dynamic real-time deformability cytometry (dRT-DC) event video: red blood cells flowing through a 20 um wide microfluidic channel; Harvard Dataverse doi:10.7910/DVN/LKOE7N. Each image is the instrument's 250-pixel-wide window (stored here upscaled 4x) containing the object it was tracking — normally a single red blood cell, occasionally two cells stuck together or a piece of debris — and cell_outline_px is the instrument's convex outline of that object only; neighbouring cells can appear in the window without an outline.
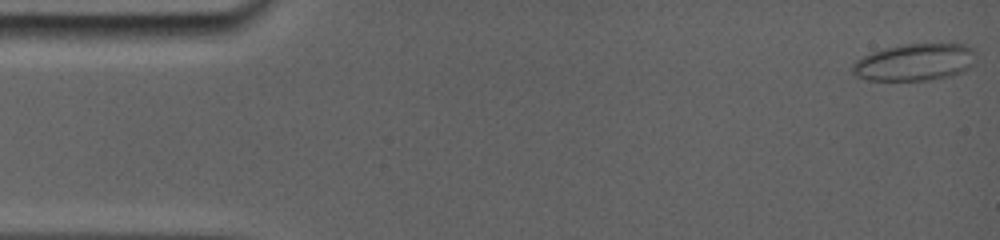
{"species": "common noctule bat (a hibernating species)", "species_latin": "Nyctalus noctula", "temperature_condition": "room temperature", "stored_images_in_passage": 42, "camera_frame_rate_fps": 5000, "um_per_image_px": 0.085, "animal": {"sex": "female", "body_mass_g": 19.0, "forearm_length_mm": 56.7}, "frame": {"image": 1, "passage_image": 1, "time_ms": 0.0, "image_size_px": [1000, 240], "cell_outline_px": [[976, 52], [968, 68], [964, 72], [948, 76], [928, 80], [868, 80], [856, 76], [852, 72], [852, 64], [856, 60], [872, 52], [884, 48], [904, 44], [964, 44], [972, 48]], "centroid_in_image_um": [77.72, 5.29], "position_along_channel_um": 7.3, "area_um2": 26.47}}
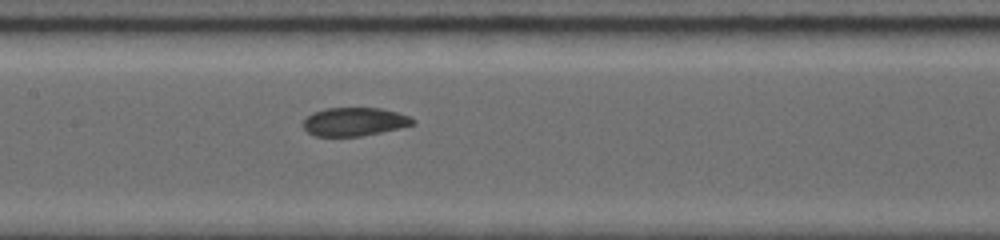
{"frame": {"image": 2, "passage_image": 21, "time_ms": 7.6, "image_size_px": [1000, 240], "cell_outline_px": [[412, 124], [380, 132], [360, 136], [316, 136], [308, 132], [304, 128], [304, 120], [312, 112], [328, 108], [380, 108], [396, 112], [408, 116], [412, 120]], "centroid_in_image_um": [30.05, 10.34], "position_along_channel_um": 177.3, "area_um2": 17.69}}
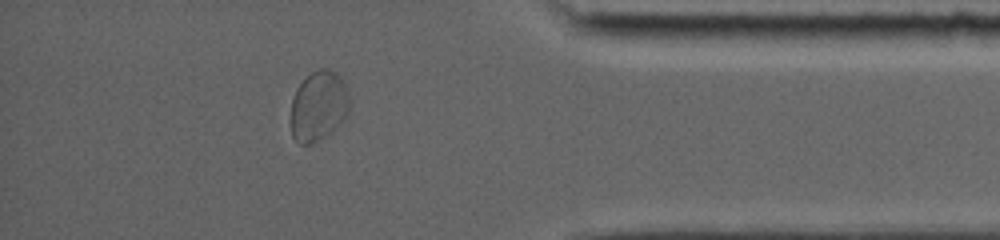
{"frame": {"image": 3, "passage_image": 37, "time_ms": 14.0, "image_size_px": [1000, 240], "cell_outline_px": [[348, 112], [340, 124], [336, 128], [324, 136], [308, 144], [300, 144], [292, 136], [288, 120], [292, 100], [296, 88], [312, 72], [320, 68], [328, 68], [336, 72], [344, 80], [348, 92]], "centroid_in_image_um": [27.04, 9.0], "position_along_channel_um": 408.2, "area_um2": 24.16}, "authors_computed_cell_mechanics": {"area_um2": 20.23, "velocity_mm_per_s": 3.8354, "shape_relaxation_time_tau1_ms": null, "shape_relaxation_time_tau2_ms": 2.7221, "deformation_change_tau1": null, "deformation_change_tau2": 0.0557}}